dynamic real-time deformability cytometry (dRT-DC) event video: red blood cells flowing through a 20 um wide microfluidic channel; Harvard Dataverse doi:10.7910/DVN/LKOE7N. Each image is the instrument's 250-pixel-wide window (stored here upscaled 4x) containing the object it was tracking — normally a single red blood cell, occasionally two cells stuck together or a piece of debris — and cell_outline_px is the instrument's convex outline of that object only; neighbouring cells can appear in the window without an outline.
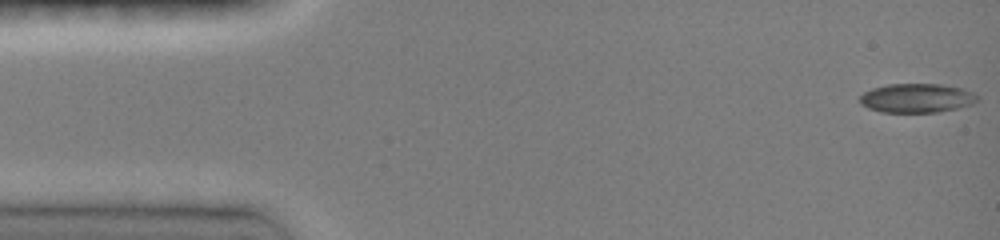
{"species": "common noctule bat (a hibernating species)", "species_latin": "Nyctalus noctula", "temperature_condition": "room temperature", "stored_images_in_passage": 15, "camera_frame_rate_fps": 3000, "um_per_image_px": 0.085, "animal": {"sex": "female", "body_mass_g": 19.0, "forearm_length_mm": 51.5}, "frame": {"image": 1, "passage_image": 1, "time_ms": 0.0, "image_size_px": [1000, 240], "cell_outline_px": [[980, 100], [972, 104], [956, 108], [936, 112], [880, 112], [868, 108], [860, 104], [860, 96], [864, 92], [872, 88], [888, 84], [940, 84], [960, 88], [972, 92], [980, 96]], "centroid_in_image_um": [77.92, 8.34], "position_along_channel_um": 7.1, "area_um2": 19.94}}
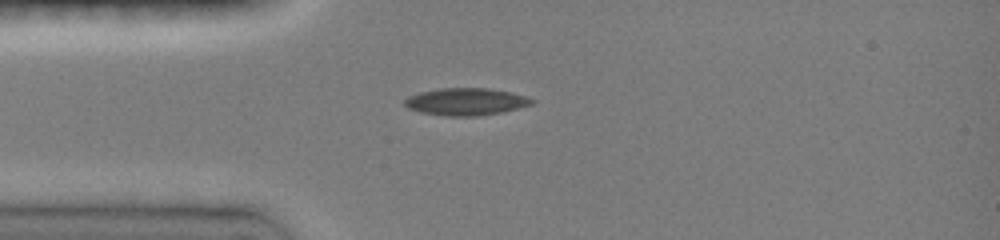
{"frame": {"image": 2, "passage_image": 9, "time_ms": 3.667, "image_size_px": [1000, 240], "cell_outline_px": [[536, 100], [532, 104], [500, 112], [476, 116], [444, 116], [420, 112], [408, 108], [404, 104], [404, 100], [408, 96], [420, 92], [440, 88], [488, 88], [512, 92]], "centroid_in_image_um": [39.57, 8.64], "position_along_channel_um": 45.4, "area_um2": 20.11}}
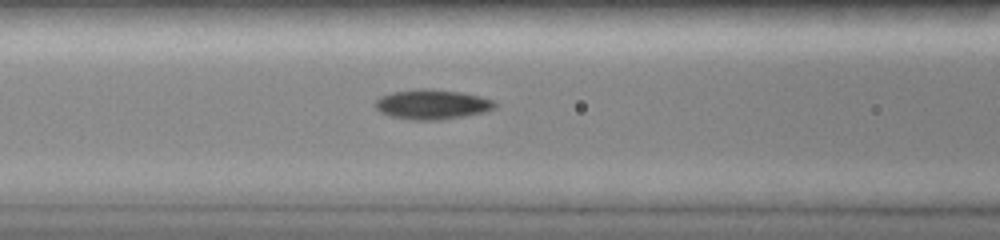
{"frame": {"image": 3, "passage_image": 15, "time_ms": 6.0, "image_size_px": [1000, 240], "cell_outline_px": [[496, 108], [484, 112], [464, 116], [440, 120], [412, 120], [392, 116], [380, 112], [376, 108], [376, 100], [380, 96], [392, 92], [420, 88], [428, 88], [460, 92], [480, 96], [496, 100]], "centroid_in_image_um": [36.76, 8.87], "position_along_channel_um": 129.8, "area_um2": 20.87}}